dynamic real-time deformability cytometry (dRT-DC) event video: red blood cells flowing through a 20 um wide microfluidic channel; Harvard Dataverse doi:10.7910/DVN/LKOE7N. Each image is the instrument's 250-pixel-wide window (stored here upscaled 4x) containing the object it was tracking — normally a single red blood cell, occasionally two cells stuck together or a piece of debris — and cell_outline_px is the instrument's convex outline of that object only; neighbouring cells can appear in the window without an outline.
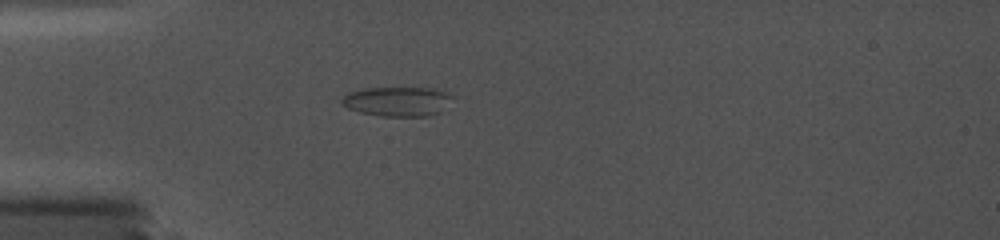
{"species": "common noctule bat (a hibernating species)", "species_latin": "Nyctalus noctula", "temperature_condition": "cold", "stored_images_in_passage": 44, "camera_frame_rate_fps": 5000, "um_per_image_px": 0.085, "animal": {"sex": "female", "body_mass_g": 19.0, "forearm_length_mm": 56.7}, "frame": {"image": 1, "passage_image": 1, "time_ms": 0.0, "image_size_px": [1000, 240], "cell_outline_px": [[452, 96], [440, 112], [428, 116], [380, 116], [360, 112], [348, 108], [340, 104], [340, 100], [348, 92], [364, 88], [428, 88], [444, 92]], "centroid_in_image_um": [33.69, 8.62], "position_along_channel_um": 51.3, "area_um2": 18.79}}
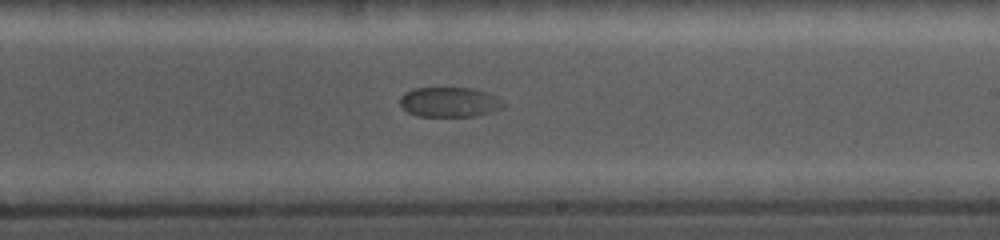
{"frame": {"image": 2, "passage_image": 22, "time_ms": 6.0, "image_size_px": [1000, 240], "cell_outline_px": [[504, 104], [500, 108], [492, 112], [476, 116], [416, 116], [408, 112], [400, 104], [400, 96], [404, 92], [412, 88], [476, 88], [500, 96], [504, 100]], "centroid_in_image_um": [38.24, 8.66], "position_along_channel_um": 250.8, "area_um2": 18.32}}
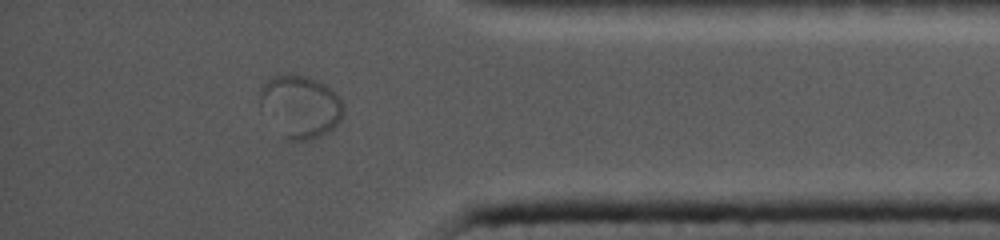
{"frame": {"image": 3, "passage_image": 39, "time_ms": 10.6, "image_size_px": [1000, 240], "cell_outline_px": [[344, 116], [328, 132], [320, 136], [308, 140], [284, 140], [260, 104], [260, 88], [272, 76], [308, 76], [332, 88], [340, 100], [344, 108]], "centroid_in_image_um": [25.55, 9.07], "position_along_channel_um": 409.6, "area_um2": 29.94}}